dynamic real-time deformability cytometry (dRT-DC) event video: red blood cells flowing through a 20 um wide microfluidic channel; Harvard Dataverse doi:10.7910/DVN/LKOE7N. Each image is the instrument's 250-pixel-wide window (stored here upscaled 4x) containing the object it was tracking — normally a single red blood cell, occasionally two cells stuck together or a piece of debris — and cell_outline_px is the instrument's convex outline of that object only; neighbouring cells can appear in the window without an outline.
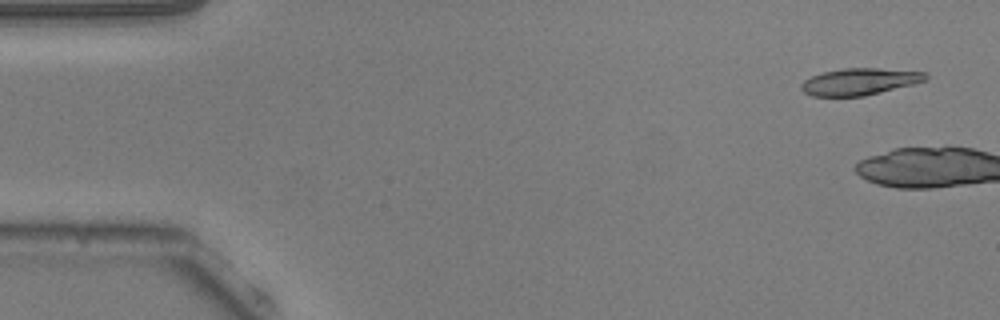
{"species": "common noctule bat (a hibernating species)", "species_latin": "Nyctalus noctula", "temperature_condition": "warm", "stored_images_in_passage": 6, "camera_frame_rate_fps": 3000, "um_per_image_px": 0.085, "animal": {"sex": "male", "body_mass_g": 20.5, "forearm_length_mm": 52.5}, "frame": {"image": 1, "passage_image": 3, "time_ms": 0.667, "image_size_px": [1000, 320], "cell_outline_px": [[928, 80], [864, 96], [812, 96], [804, 92], [800, 88], [800, 84], [804, 80], [812, 76], [824, 72], [844, 68], [876, 68], [928, 72]], "centroid_in_image_um": [73.07, 6.93], "position_along_channel_um": 11.9, "area_um2": 19.36}}